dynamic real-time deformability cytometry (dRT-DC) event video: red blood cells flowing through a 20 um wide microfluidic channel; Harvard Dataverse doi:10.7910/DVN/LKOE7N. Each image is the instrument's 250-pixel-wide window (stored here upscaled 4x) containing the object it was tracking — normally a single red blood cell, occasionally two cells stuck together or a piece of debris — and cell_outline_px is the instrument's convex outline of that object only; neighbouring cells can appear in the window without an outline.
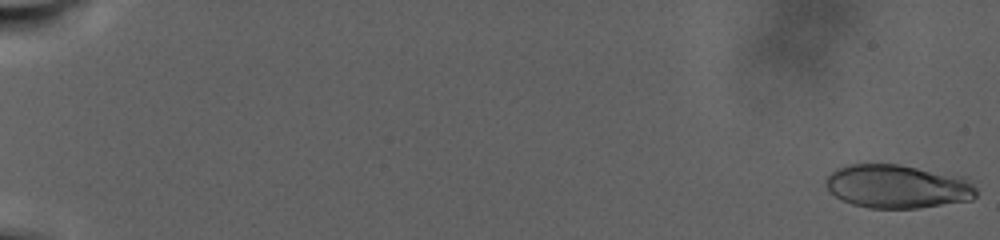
{"species": "human", "species_latin": "Homo sapiens", "temperature_condition": "warm", "stored_images_in_passage": 107, "camera_frame_rate_fps": 3000, "um_per_image_px": 0.085, "donor": {"sex": "male"}, "frame": {"image": 1, "passage_image": 1, "time_ms": 0.0, "image_size_px": [1000, 240], "cell_outline_px": [[976, 196], [972, 200], [920, 208], [868, 208], [852, 204], [828, 192], [824, 184], [824, 180], [836, 168], [848, 164], [900, 164], [968, 176], [976, 188]], "centroid_in_image_um": [76.33, 15.83], "position_along_channel_um": 8.7, "area_um2": 38.96}}
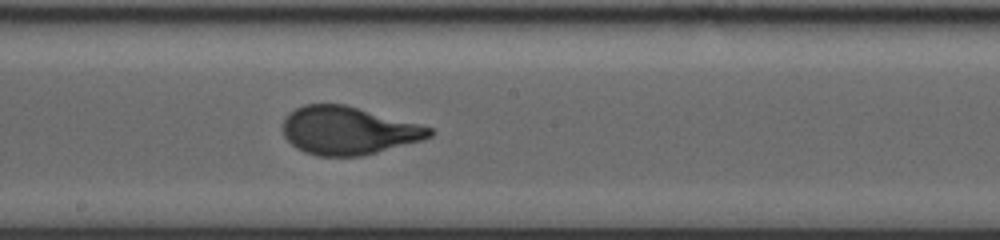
{"frame": {"image": 2, "passage_image": 64, "time_ms": 21.0, "image_size_px": [1000, 240], "cell_outline_px": [[436, 132], [432, 136], [424, 140], [360, 156], [316, 156], [304, 152], [296, 148], [284, 136], [284, 116], [288, 112], [304, 104], [344, 104], [420, 124], [432, 128]], "centroid_in_image_um": [29.61, 11.1], "position_along_channel_um": 218.6, "area_um2": 41.1}}
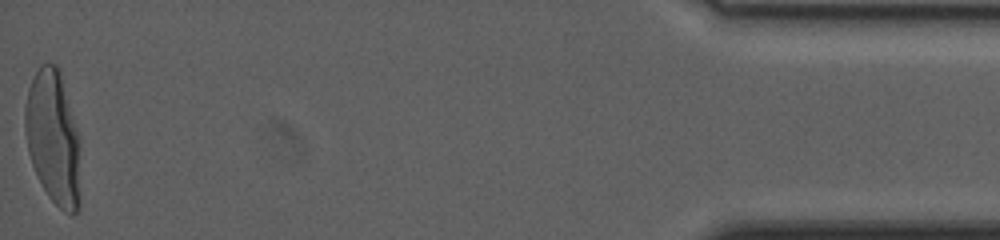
{"frame": {"image": 3, "passage_image": 107, "time_ms": 35.333, "image_size_px": [1000, 240], "cell_outline_px": [[80, 208], [72, 216], [64, 212], [48, 196], [32, 164], [28, 152], [24, 132], [24, 108], [28, 88], [40, 64], [56, 64], [60, 68], [80, 140]], "centroid_in_image_um": [4.54, 11.72], "position_along_channel_um": 430.7, "area_um2": 43.93}, "authors_computed_cell_mechanics": {"area_um2": 40.171, "velocity_mm_per_s": 2.034, "shape_relaxation_time_tau1_ms": 8.5385, "shape_relaxation_time_tau2_ms": null, "deformation_change_tau1": 0.2667, "deformation_change_tau2": null}}